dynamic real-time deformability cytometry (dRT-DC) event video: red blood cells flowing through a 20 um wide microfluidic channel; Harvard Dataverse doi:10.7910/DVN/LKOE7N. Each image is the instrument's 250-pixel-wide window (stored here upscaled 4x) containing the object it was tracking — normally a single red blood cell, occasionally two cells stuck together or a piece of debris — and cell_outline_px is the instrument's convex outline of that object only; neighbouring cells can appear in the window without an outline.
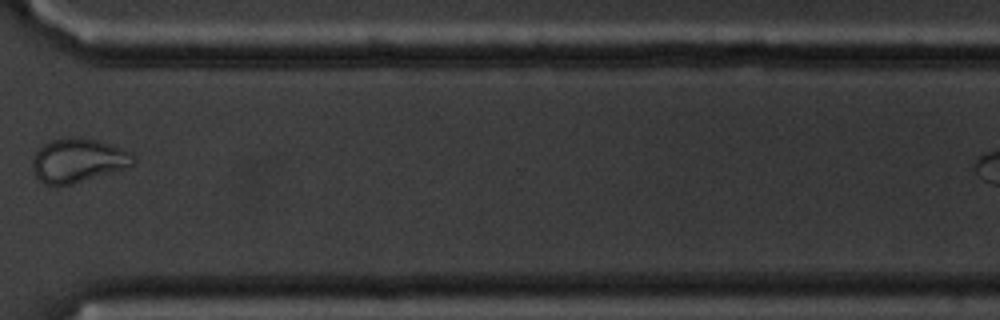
{"species": "common noctule bat (a hibernating species)", "species_latin": "Nyctalus noctula", "temperature_condition": "cold", "stored_images_in_passage": 16, "camera_frame_rate_fps": 3000, "um_per_image_px": 0.085, "animal": {"sex": "male", "body_mass_g": 20.1, "forearm_length_mm": 53.5}, "frame": {"image": 1, "passage_image": 14, "time_ms": 16.0, "image_size_px": [1000, 320], "cell_outline_px": [[136, 164], [124, 168], [72, 184], [44, 184], [36, 176], [32, 168], [32, 160], [36, 152], [44, 144], [52, 140], [80, 136], [96, 140], [108, 144], [128, 152], [136, 160]], "centroid_in_image_um": [6.61, 13.63], "position_along_channel_um": 364.0, "area_um2": 25.26}}